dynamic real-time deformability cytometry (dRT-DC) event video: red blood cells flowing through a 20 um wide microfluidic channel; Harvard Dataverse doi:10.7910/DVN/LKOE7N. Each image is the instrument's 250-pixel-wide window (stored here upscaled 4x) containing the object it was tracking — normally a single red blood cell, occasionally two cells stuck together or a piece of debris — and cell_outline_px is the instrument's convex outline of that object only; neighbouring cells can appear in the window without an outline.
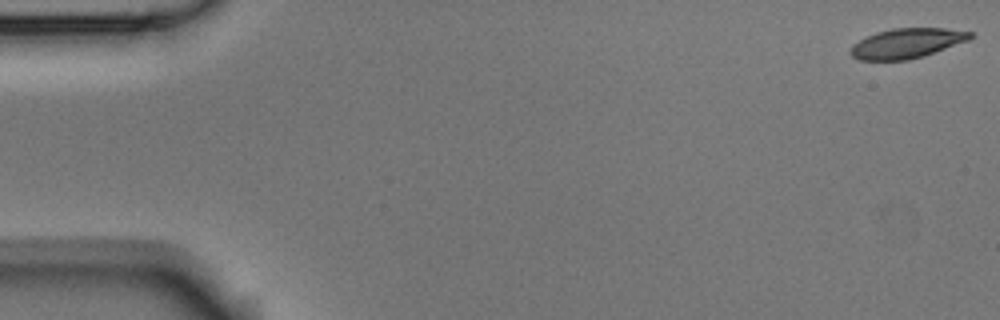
{"species": "Egyptian fruit bat (a non-hibernating species)", "species_latin": "Rousettus aegyptiacus", "temperature_condition": "room temperature", "stored_images_in_passage": 6, "camera_frame_rate_fps": 3000, "um_per_image_px": 0.085, "animal": {"sex": "male"}, "frame": {"image": 1, "passage_image": 1, "time_ms": 0.0, "image_size_px": [1000, 320], "cell_outline_px": [[972, 36], [968, 40], [924, 56], [908, 60], [860, 60], [852, 56], [848, 52], [852, 44], [876, 32], [892, 28], [944, 28], [972, 32]], "centroid_in_image_um": [77.04, 3.68], "position_along_channel_um": 8.0, "area_um2": 20.75}}